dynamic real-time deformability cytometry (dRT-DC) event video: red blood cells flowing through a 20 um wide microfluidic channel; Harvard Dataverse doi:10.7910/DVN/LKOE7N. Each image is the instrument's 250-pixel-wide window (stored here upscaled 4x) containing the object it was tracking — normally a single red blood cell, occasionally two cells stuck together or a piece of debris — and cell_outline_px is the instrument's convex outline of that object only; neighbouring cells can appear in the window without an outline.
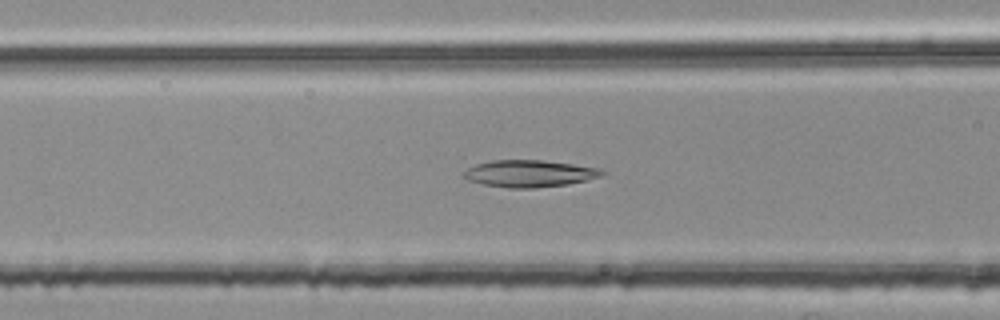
{"species": "common noctule bat (a hibernating species)", "species_latin": "Nyctalus noctula", "temperature_condition": "room temperature", "stored_images_in_passage": 53, "camera_frame_rate_fps": 3000, "um_per_image_px": 0.085, "animal": {"sex": "female", "body_mass_g": 25.1}, "frame": {"image": 1, "passage_image": 21, "time_ms": 6.667, "image_size_px": [1000, 320], "cell_outline_px": [[604, 176], [568, 184], [532, 188], [508, 188], [484, 184], [468, 180], [460, 176], [460, 172], [476, 164], [492, 160], [544, 160], [600, 168], [604, 172]], "centroid_in_image_um": [44.96, 14.75], "position_along_channel_um": 121.6, "area_um2": 21.85}}
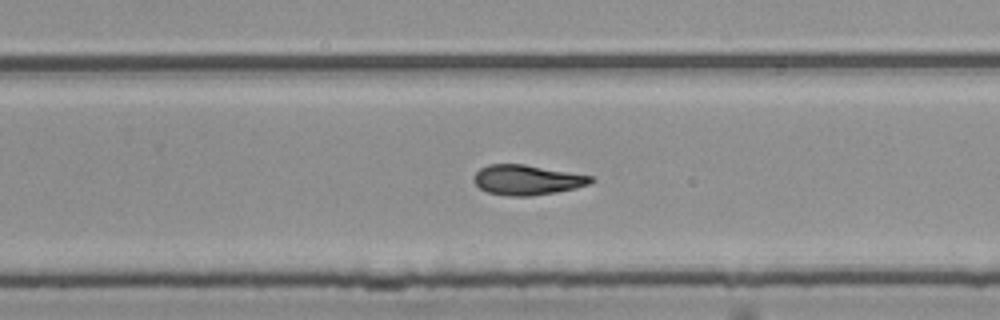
{"frame": {"image": 2, "passage_image": 34, "time_ms": 11.0, "image_size_px": [1000, 320], "cell_outline_px": [[596, 180], [588, 184], [576, 188], [556, 192], [532, 196], [508, 196], [488, 192], [480, 188], [472, 180], [476, 172], [480, 168], [488, 164], [524, 164], [592, 176]], "centroid_in_image_um": [44.79, 15.29], "position_along_channel_um": 285.0, "area_um2": 20.46}}
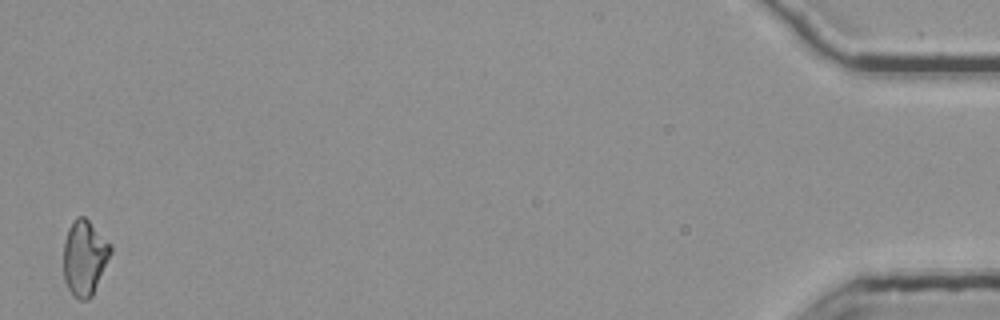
{"frame": {"image": 3, "passage_image": 53, "time_ms": 17.333, "image_size_px": [1000, 320], "cell_outline_px": [[112, 252], [92, 296], [88, 300], [80, 300], [68, 288], [64, 280], [64, 240], [68, 228], [76, 216], [84, 216], [112, 244]], "centroid_in_image_um": [7.2, 21.88], "position_along_channel_um": 428.0, "area_um2": 20.63}, "authors_computed_cell_mechanics": {"area_um2": 20.9814, "velocity_mm_per_s": 3.7826, "shape_relaxation_time_tau1_ms": null, "shape_relaxation_time_tau2_ms": 4.7248, "deformation_change_tau1": null, "deformation_change_tau2": 0.1345}}